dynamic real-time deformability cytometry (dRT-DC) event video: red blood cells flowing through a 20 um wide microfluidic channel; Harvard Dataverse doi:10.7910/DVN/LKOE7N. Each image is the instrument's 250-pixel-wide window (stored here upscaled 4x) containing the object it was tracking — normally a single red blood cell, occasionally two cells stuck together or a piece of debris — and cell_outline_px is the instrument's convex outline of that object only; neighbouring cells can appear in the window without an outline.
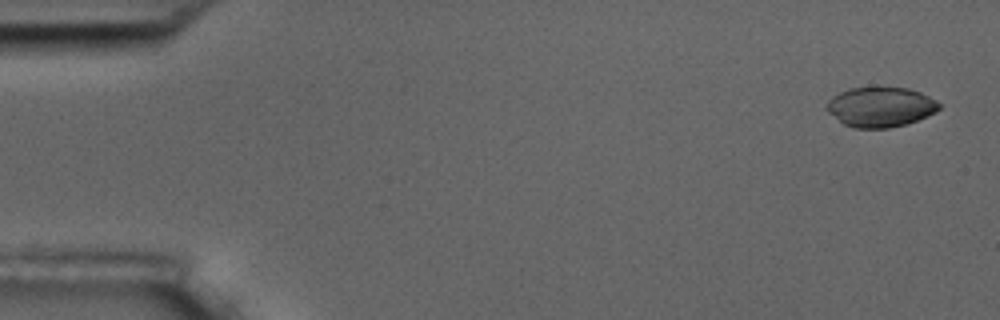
{"species": "common noctule bat (a hibernating species)", "species_latin": "Nyctalus noctula", "temperature_condition": "room temperature", "stored_images_in_passage": 5, "camera_frame_rate_fps": 3000, "um_per_image_px": 0.085, "animal": {"sex": "male", "body_mass_g": 17.5, "forearm_length_mm": 52.3}, "frame": {"image": 1, "passage_image": 1, "time_ms": 0.0, "image_size_px": [1000, 320], "cell_outline_px": [[940, 108], [936, 112], [928, 116], [908, 124], [888, 128], [856, 128], [844, 124], [828, 112], [824, 108], [828, 100], [832, 96], [848, 88], [908, 88], [920, 92], [936, 100], [940, 104]], "centroid_in_image_um": [74.84, 9.1], "position_along_channel_um": 10.2, "area_um2": 26.18}}
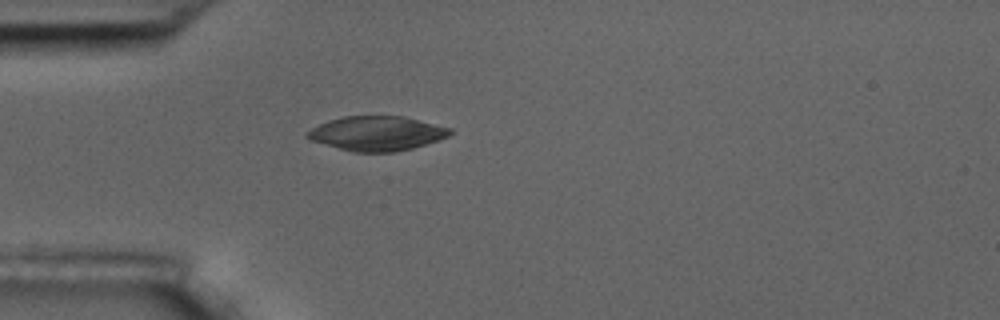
{"frame": {"image": 2, "passage_image": 5, "time_ms": 4.667, "image_size_px": [1000, 320], "cell_outline_px": [[452, 132], [448, 136], [412, 148], [396, 152], [352, 152], [312, 140], [304, 136], [304, 132], [328, 120], [344, 116], [404, 116], [452, 128]], "centroid_in_image_um": [32.01, 11.33], "position_along_channel_um": 53.0, "area_um2": 28.55}}